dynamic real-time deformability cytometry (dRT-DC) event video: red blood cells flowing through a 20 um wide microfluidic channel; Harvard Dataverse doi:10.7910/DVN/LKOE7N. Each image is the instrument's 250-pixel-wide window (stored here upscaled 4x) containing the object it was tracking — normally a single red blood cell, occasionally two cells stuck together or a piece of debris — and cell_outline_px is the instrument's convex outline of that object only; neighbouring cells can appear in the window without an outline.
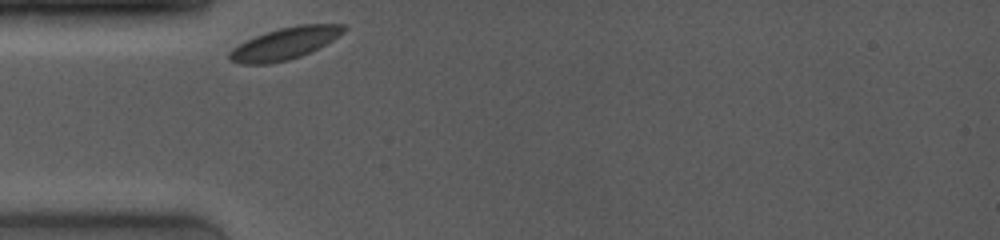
{"species": "common noctule bat (a hibernating species)", "species_latin": "Nyctalus noctula", "temperature_condition": "room temperature", "stored_images_in_passage": 13, "camera_frame_rate_fps": 4000, "um_per_image_px": 0.085, "animal": {"sex": "female", "body_mass_g": 19.0, "forearm_length_mm": 53.3}, "frame": {"image": 1, "passage_image": 1, "time_ms": 0.0, "image_size_px": [1000, 240], "cell_outline_px": [[348, 28], [340, 36], [300, 56], [288, 60], [268, 64], [240, 64], [232, 60], [228, 56], [228, 52], [232, 48], [256, 36], [280, 28], [300, 24], [348, 24]], "centroid_in_image_um": [24.24, 3.69], "position_along_channel_um": 60.8, "area_um2": 20.98}}
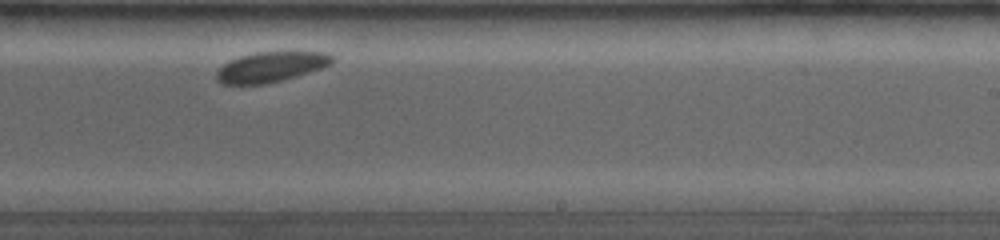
{"frame": {"image": 2, "passage_image": 10, "time_ms": 5.75, "image_size_px": [1000, 240], "cell_outline_px": [[332, 64], [296, 76], [264, 84], [220, 84], [216, 80], [216, 72], [228, 60], [240, 56], [256, 52], [328, 52], [332, 56]], "centroid_in_image_um": [22.98, 5.68], "position_along_channel_um": 266.0, "area_um2": 20.17}}
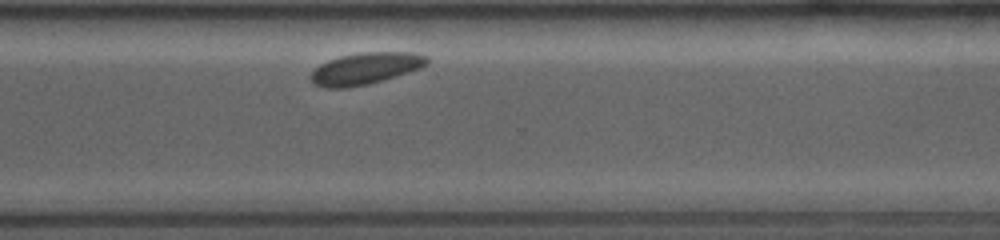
{"frame": {"image": 3, "passage_image": 13, "time_ms": 7.75, "image_size_px": [1000, 240], "cell_outline_px": [[428, 64], [420, 68], [396, 76], [368, 84], [344, 88], [324, 88], [316, 84], [308, 76], [320, 64], [328, 60], [340, 56], [360, 52], [416, 52], [428, 56]], "centroid_in_image_um": [31.08, 5.81], "position_along_channel_um": 339.5, "area_um2": 21.5}}